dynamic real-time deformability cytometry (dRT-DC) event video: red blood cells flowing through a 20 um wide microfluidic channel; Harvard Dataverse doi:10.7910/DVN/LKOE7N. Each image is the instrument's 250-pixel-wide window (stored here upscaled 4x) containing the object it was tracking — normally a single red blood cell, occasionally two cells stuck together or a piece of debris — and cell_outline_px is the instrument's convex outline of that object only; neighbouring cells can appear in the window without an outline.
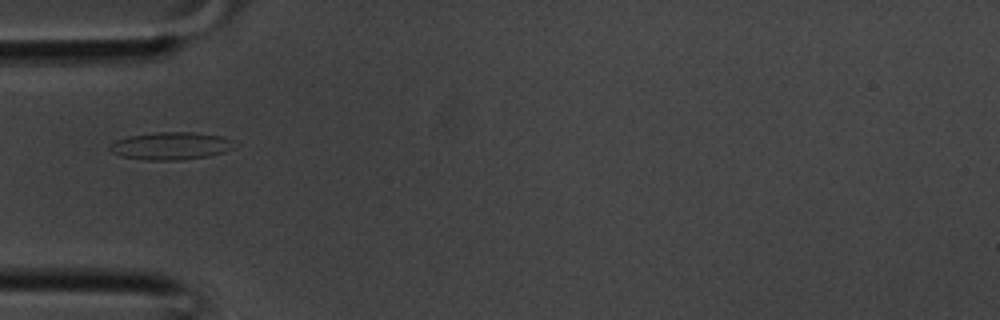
{"species": "common noctule bat (a hibernating species)", "species_latin": "Nyctalus noctula", "temperature_condition": "room temperature", "stored_images_in_passage": 26, "camera_frame_rate_fps": 3000, "um_per_image_px": 0.085, "animal": {"sex": "male", "body_mass_g": 20.1, "forearm_length_mm": 53.5}, "frame": {"image": 1, "passage_image": 1, "time_ms": 0.0, "image_size_px": [1000, 320], "cell_outline_px": [[240, 144], [224, 152], [208, 156], [184, 160], [144, 160], [120, 156], [112, 152], [108, 148], [116, 140], [128, 136], [156, 132], [192, 132], [224, 136], [236, 140]], "centroid_in_image_um": [14.6, 12.4], "position_along_channel_um": 70.4, "area_um2": 20.4}}
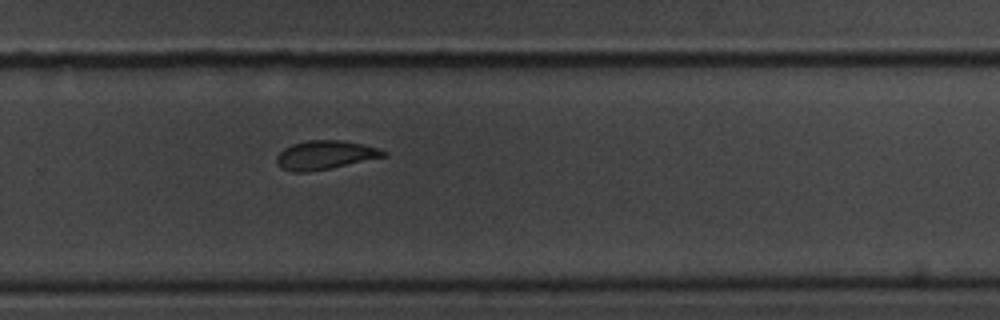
{"frame": {"image": 2, "passage_image": 14, "time_ms": 4.333, "image_size_px": [1000, 320], "cell_outline_px": [[388, 152], [384, 156], [328, 168], [308, 172], [292, 172], [280, 168], [276, 160], [276, 156], [284, 148], [292, 144], [308, 140], [340, 140], [380, 148]], "centroid_in_image_um": [27.57, 13.17], "position_along_channel_um": 302.2, "area_um2": 17.63}}
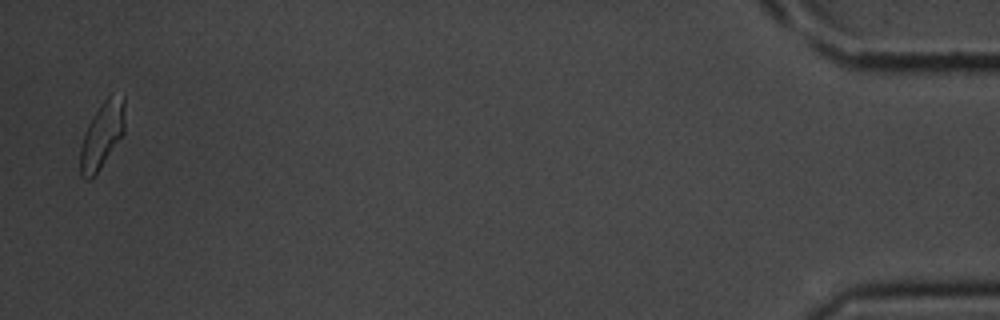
{"frame": {"image": 3, "passage_image": 26, "time_ms": 8.333, "image_size_px": [1000, 320], "cell_outline_px": [[124, 132], [100, 168], [88, 180], [80, 176], [80, 148], [88, 124], [92, 116], [100, 104], [112, 92], [124, 96]], "centroid_in_image_um": [8.67, 11.44], "position_along_channel_um": 426.5, "area_um2": 17.05}}